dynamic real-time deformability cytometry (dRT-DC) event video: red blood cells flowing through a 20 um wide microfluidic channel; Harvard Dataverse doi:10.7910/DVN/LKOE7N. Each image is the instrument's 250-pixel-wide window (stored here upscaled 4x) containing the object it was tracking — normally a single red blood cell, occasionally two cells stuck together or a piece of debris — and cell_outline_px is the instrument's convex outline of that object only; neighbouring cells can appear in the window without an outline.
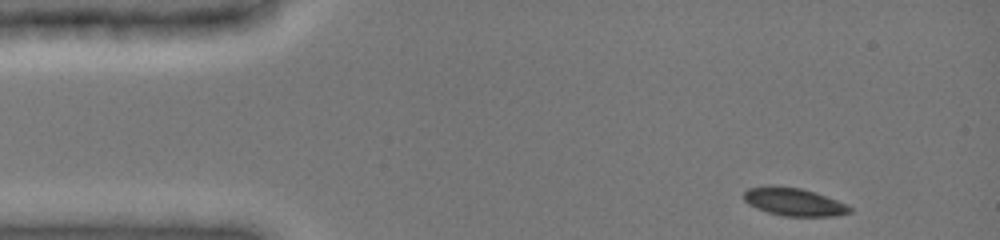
{"species": "common noctule bat (a hibernating species)", "species_latin": "Nyctalus noctula", "temperature_condition": "cold", "stored_images_in_passage": 40, "camera_frame_rate_fps": 3000, "um_per_image_px": 0.085, "animal": {"sex": "female", "body_mass_g": 19.0, "forearm_length_mm": 51.5}, "frame": {"image": 1, "passage_image": 1, "time_ms": 0.0, "image_size_px": [1000, 240], "cell_outline_px": [[852, 212], [836, 216], [784, 216], [768, 212], [756, 208], [748, 204], [744, 200], [744, 192], [748, 188], [800, 188], [836, 200], [852, 208]], "centroid_in_image_um": [67.51, 17.21], "position_along_channel_um": 17.5, "area_um2": 16.42}}
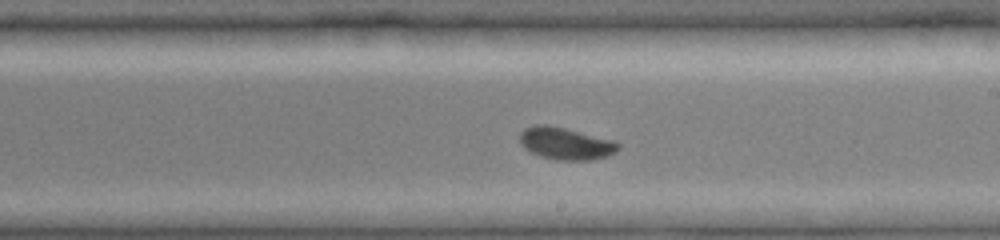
{"frame": {"image": 2, "passage_image": 24, "time_ms": 7.667, "image_size_px": [1000, 240], "cell_outline_px": [[620, 148], [616, 152], [608, 156], [588, 160], [556, 160], [540, 156], [524, 148], [520, 144], [520, 132], [524, 128], [536, 124], [548, 124], [616, 140], [620, 144]], "centroid_in_image_um": [48.1, 12.18], "position_along_channel_um": 240.9, "area_um2": 18.73}}
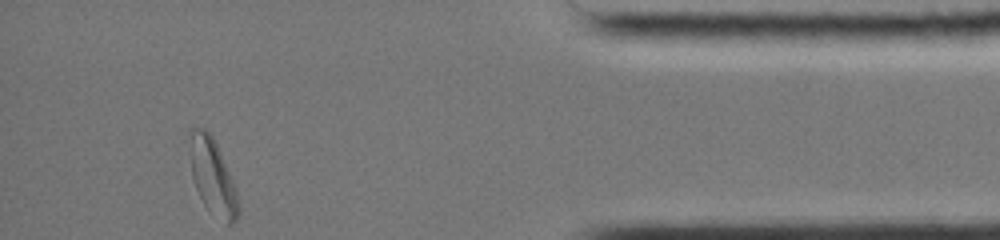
{"frame": {"image": 3, "passage_image": 40, "time_ms": 13.0, "image_size_px": [1000, 240], "cell_outline_px": [[240, 212], [236, 220], [232, 224], [228, 224], [208, 208], [204, 204], [196, 188], [192, 176], [188, 132], [192, 128], [204, 128], [212, 136], [216, 144], [232, 180], [240, 204]], "centroid_in_image_um": [18.06, 14.99], "position_along_channel_um": 417.1, "area_um2": 20.98}, "authors_computed_cell_mechanics": {"area_um2": 18.0047, "velocity_mm_per_s": 3.9554, "shape_relaxation_time_tau1_ms": 4.5077, "shape_relaxation_time_tau2_ms": null, "deformation_change_tau1": 0.1376, "deformation_change_tau2": null}}